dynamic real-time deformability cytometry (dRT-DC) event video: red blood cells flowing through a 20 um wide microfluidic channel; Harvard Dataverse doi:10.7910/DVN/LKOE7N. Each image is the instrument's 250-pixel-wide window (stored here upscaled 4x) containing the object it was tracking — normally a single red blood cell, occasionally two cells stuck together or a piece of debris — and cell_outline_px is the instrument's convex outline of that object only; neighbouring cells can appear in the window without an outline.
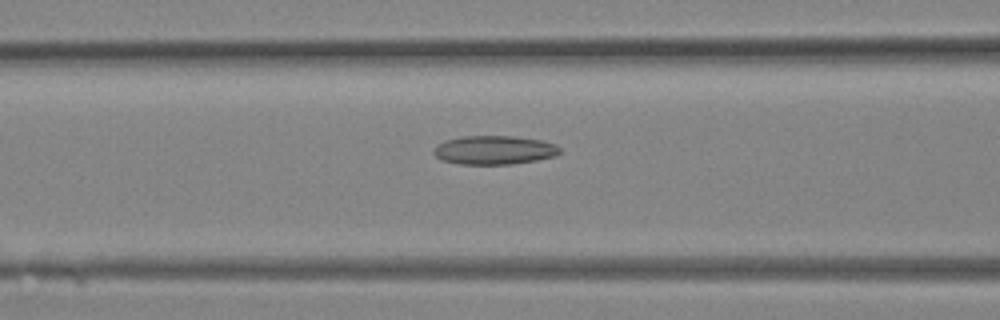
{"species": "Egyptian fruit bat (a non-hibernating species)", "species_latin": "Rousettus aegyptiacus", "temperature_condition": "room temperature", "stored_images_in_passage": 30, "camera_frame_rate_fps": 3000, "um_per_image_px": 0.085, "animal": {"sex": "female"}, "frame": {"image": 1, "passage_image": 11, "time_ms": 3.333, "image_size_px": [1000, 320], "cell_outline_px": [[560, 152], [556, 156], [536, 160], [512, 164], [460, 164], [440, 160], [432, 152], [432, 148], [436, 144], [444, 140], [464, 136], [512, 136], [540, 140], [556, 144], [560, 148]], "centroid_in_image_um": [41.96, 12.75], "position_along_channel_um": 124.6, "area_um2": 21.33}}
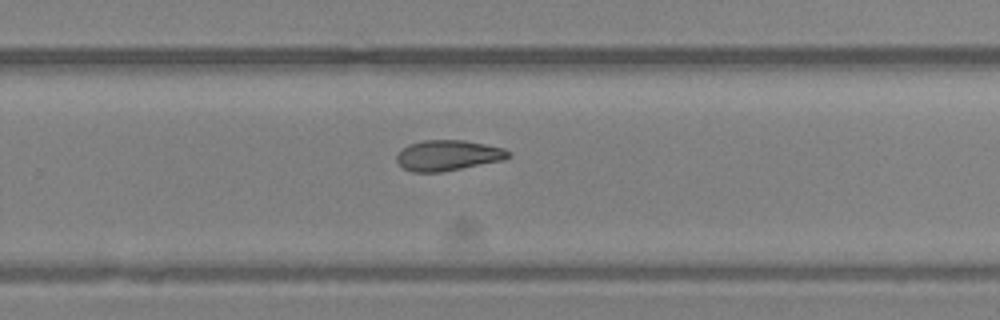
{"frame": {"image": 2, "passage_image": 19, "time_ms": 6.0, "image_size_px": [1000, 320], "cell_outline_px": [[512, 156], [504, 160], [440, 172], [412, 172], [404, 168], [396, 160], [396, 156], [408, 144], [424, 140], [464, 140], [504, 148], [512, 152]], "centroid_in_image_um": [38.11, 13.2], "position_along_channel_um": 291.7, "area_um2": 19.83}}
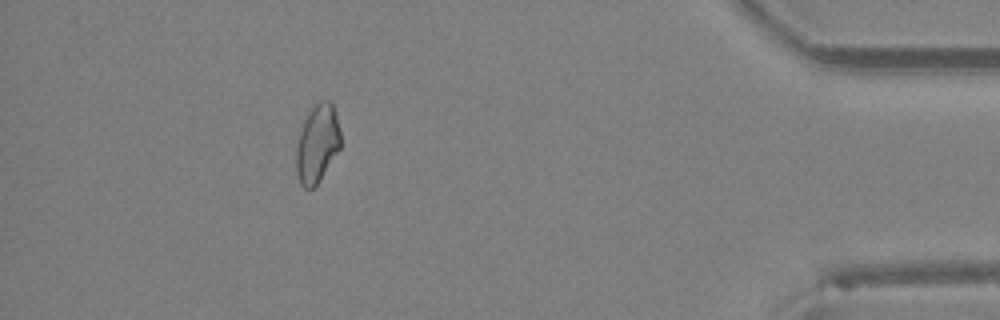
{"frame": {"image": 3, "passage_image": 27, "time_ms": 8.667, "image_size_px": [1000, 320], "cell_outline_px": [[340, 148], [320, 180], [312, 188], [304, 188], [300, 184], [296, 172], [296, 144], [304, 120], [308, 112], [320, 100], [328, 100], [332, 104], [336, 116], [340, 132]], "centroid_in_image_um": [26.95, 12.22], "position_along_channel_um": 408.2, "area_um2": 20.06}}